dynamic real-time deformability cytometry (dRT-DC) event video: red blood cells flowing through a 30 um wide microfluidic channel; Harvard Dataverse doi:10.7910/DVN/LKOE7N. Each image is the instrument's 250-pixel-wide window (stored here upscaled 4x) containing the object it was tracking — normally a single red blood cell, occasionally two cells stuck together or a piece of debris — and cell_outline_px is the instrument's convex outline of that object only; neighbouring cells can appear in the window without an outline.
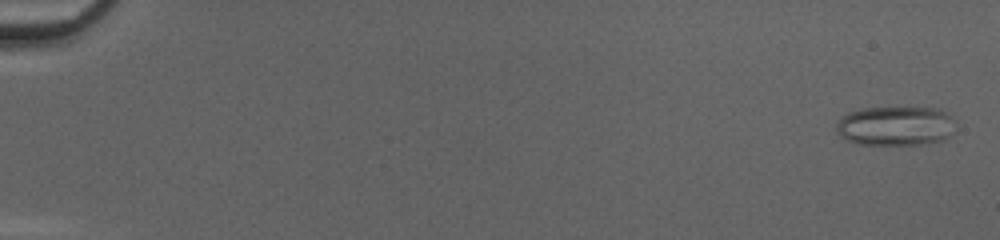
{"species": "common noctule bat (a hibernating species)", "species_latin": "Nyctalus noctula", "temperature_condition": "cold", "stored_images_in_passage": 51, "camera_frame_rate_fps": 3000, "um_per_image_px": 0.085, "animal": {"sex": "female", "body_mass_g": 20.0, "forearm_length_mm": 54.0}, "frame": {"image": 1, "passage_image": 2, "time_ms": 0.333, "image_size_px": [1000, 240], "cell_outline_px": [[956, 132], [944, 140], [920, 144], [856, 144], [844, 140], [836, 132], [836, 124], [840, 116], [848, 112], [864, 108], [940, 108], [948, 112], [956, 120]], "centroid_in_image_um": [76.16, 10.7], "position_along_channel_um": 8.8, "area_um2": 28.03}}
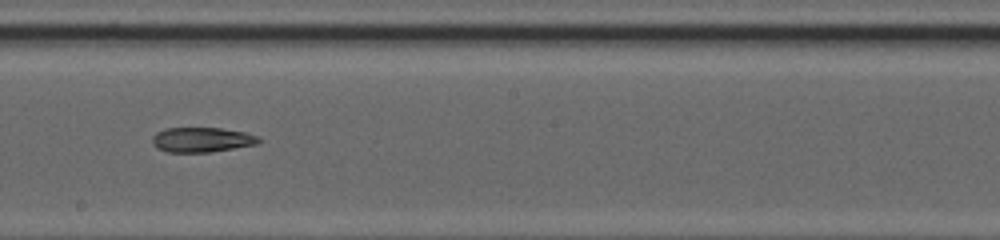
{"frame": {"image": 2, "passage_image": 31, "time_ms": 10.0, "image_size_px": [1000, 240], "cell_outline_px": [[260, 144], [208, 152], [168, 152], [156, 148], [152, 144], [152, 136], [156, 132], [164, 128], [220, 128], [244, 132], [256, 136], [260, 140]], "centroid_in_image_um": [17.11, 11.88], "position_along_channel_um": 231.1, "area_um2": 15.43}}
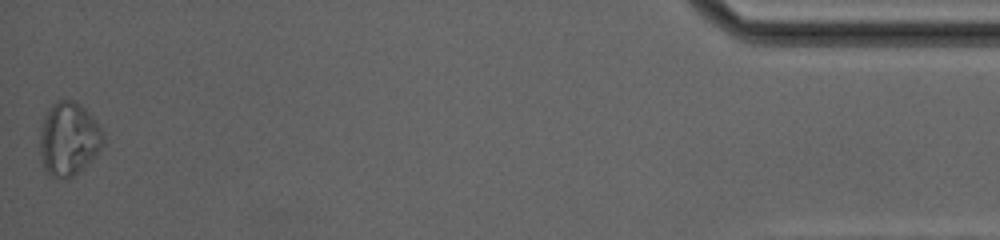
{"frame": {"image": 3, "passage_image": 51, "time_ms": 16.667, "image_size_px": [1000, 240], "cell_outline_px": [[104, 144], [96, 156], [72, 176], [64, 180], [48, 176], [40, 160], [40, 132], [44, 116], [52, 104], [56, 100], [72, 100], [80, 104], [88, 112], [104, 132]], "centroid_in_image_um": [5.83, 11.83], "position_along_channel_um": 429.4, "area_um2": 27.34}}